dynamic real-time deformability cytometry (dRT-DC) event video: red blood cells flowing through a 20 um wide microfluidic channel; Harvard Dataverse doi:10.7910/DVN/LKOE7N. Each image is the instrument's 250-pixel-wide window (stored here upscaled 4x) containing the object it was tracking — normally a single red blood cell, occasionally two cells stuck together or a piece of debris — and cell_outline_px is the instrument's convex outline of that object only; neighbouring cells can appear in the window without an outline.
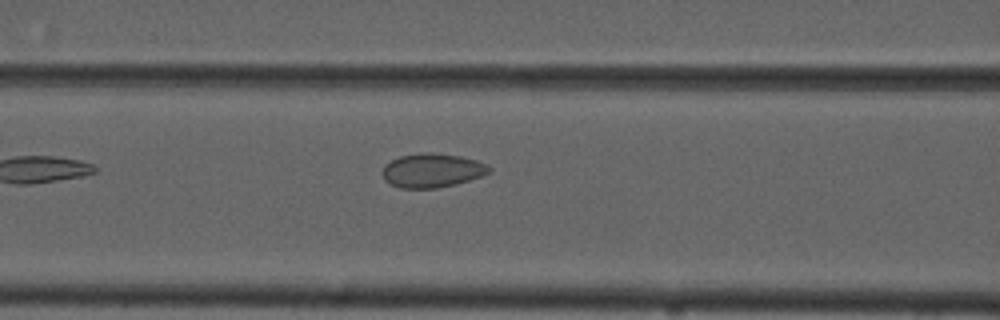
{"species": "common noctule bat (a hibernating species)", "species_latin": "Nyctalus noctula", "temperature_condition": "cold", "stored_images_in_passage": 4, "camera_frame_rate_fps": 3000, "um_per_image_px": 0.085, "animal": {"sex": "male", "forearm_length_mm": 52.5}, "frame": {"image": 1, "passage_image": 4, "time_ms": 3.667, "image_size_px": [1000, 320], "cell_outline_px": [[492, 168], [488, 172], [480, 176], [456, 184], [436, 188], [400, 188], [384, 180], [380, 172], [384, 164], [400, 156], [428, 152], [460, 156], [476, 160]], "centroid_in_image_um": [36.67, 14.49], "position_along_channel_um": 129.9, "area_um2": 20.98}}